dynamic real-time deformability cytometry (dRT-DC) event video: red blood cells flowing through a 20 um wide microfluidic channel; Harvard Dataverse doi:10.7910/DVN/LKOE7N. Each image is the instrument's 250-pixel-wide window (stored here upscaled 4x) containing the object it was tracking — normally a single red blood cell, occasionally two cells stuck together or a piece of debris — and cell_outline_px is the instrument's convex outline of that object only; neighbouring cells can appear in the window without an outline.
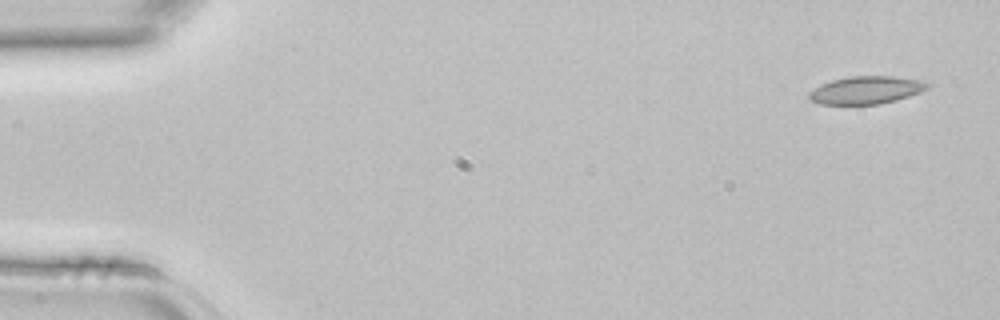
{"species": "common noctule bat (a hibernating species)", "species_latin": "Nyctalus noctula", "temperature_condition": "room temperature", "stored_images_in_passage": 4, "camera_frame_rate_fps": 3000, "um_per_image_px": 0.085, "animal": {"sex": "female", "body_mass_g": 22.7, "forearm_length_mm": 54.2}, "frame": {"image": 1, "passage_image": 1, "time_ms": 0.0, "image_size_px": [1000, 320], "cell_outline_px": [[932, 84], [928, 88], [920, 92], [896, 100], [880, 104], [820, 104], [812, 100], [808, 96], [808, 92], [820, 84], [832, 80], [848, 76], [892, 76], [920, 80]], "centroid_in_image_um": [73.62, 7.65], "position_along_channel_um": 11.4, "area_um2": 19.13}}